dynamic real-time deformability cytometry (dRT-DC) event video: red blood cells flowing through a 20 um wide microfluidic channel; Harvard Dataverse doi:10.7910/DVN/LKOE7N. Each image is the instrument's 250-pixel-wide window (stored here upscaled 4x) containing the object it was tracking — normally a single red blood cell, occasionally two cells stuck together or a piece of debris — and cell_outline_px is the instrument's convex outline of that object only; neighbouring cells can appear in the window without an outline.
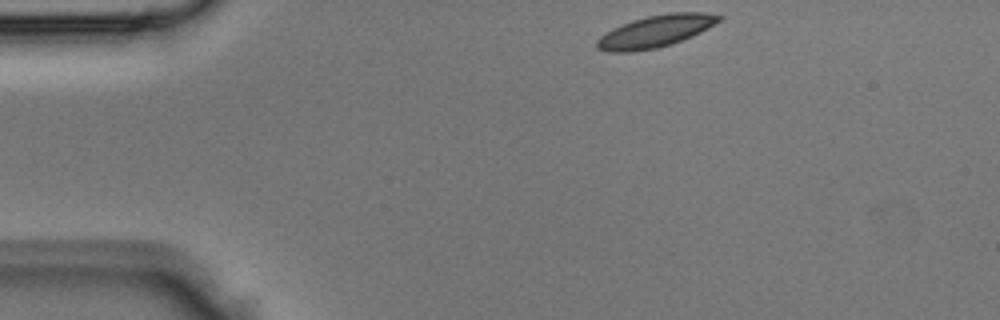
{"species": "Egyptian fruit bat (a non-hibernating species)", "species_latin": "Rousettus aegyptiacus", "temperature_condition": "room temperature", "stored_images_in_passage": 37, "camera_frame_rate_fps": 3000, "um_per_image_px": 0.085, "animal": {"sex": "male"}, "frame": {"image": 1, "passage_image": 1, "time_ms": 0.0, "image_size_px": [1000, 320], "cell_outline_px": [[724, 16], [720, 20], [700, 32], [692, 36], [672, 44], [656, 48], [632, 52], [608, 52], [596, 48], [596, 40], [600, 36], [612, 28], [632, 20], [648, 16], [668, 12], [704, 12]], "centroid_in_image_um": [55.69, 2.66], "position_along_channel_um": 29.3, "area_um2": 22.77}}
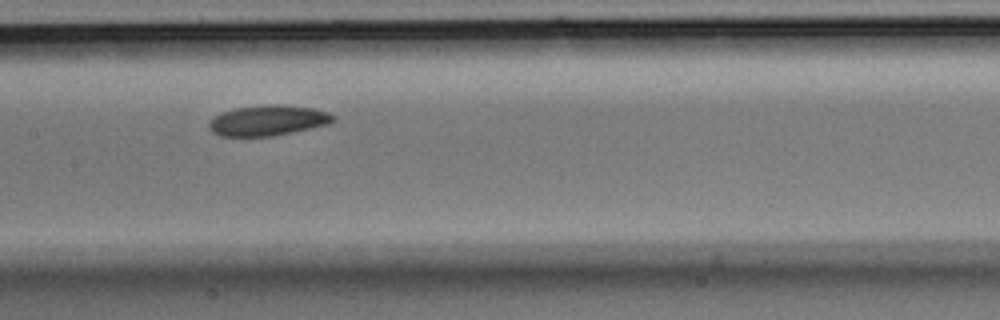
{"frame": {"image": 2, "passage_image": 15, "time_ms": 4.667, "image_size_px": [1000, 320], "cell_outline_px": [[336, 116], [328, 124], [312, 128], [272, 136], [220, 136], [212, 132], [208, 128], [208, 124], [220, 112], [232, 108], [260, 104], [280, 104], [312, 108], [328, 112]], "centroid_in_image_um": [22.74, 10.22], "position_along_channel_um": 184.7, "area_um2": 22.2}}
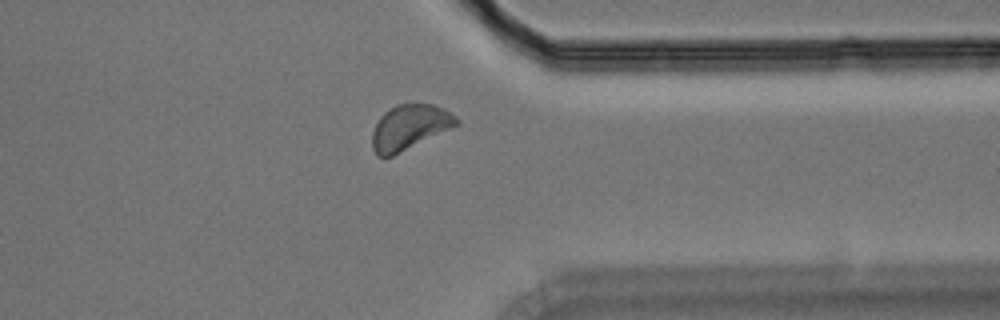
{"frame": {"image": 3, "passage_image": 28, "time_ms": 9.0, "image_size_px": [1000, 320], "cell_outline_px": [[460, 124], [392, 156], [376, 156], [372, 148], [372, 132], [380, 116], [384, 112], [396, 104], [432, 104], [444, 108], [456, 116], [460, 120]], "centroid_in_image_um": [34.81, 10.8], "position_along_channel_um": 376.6, "area_um2": 22.02}}